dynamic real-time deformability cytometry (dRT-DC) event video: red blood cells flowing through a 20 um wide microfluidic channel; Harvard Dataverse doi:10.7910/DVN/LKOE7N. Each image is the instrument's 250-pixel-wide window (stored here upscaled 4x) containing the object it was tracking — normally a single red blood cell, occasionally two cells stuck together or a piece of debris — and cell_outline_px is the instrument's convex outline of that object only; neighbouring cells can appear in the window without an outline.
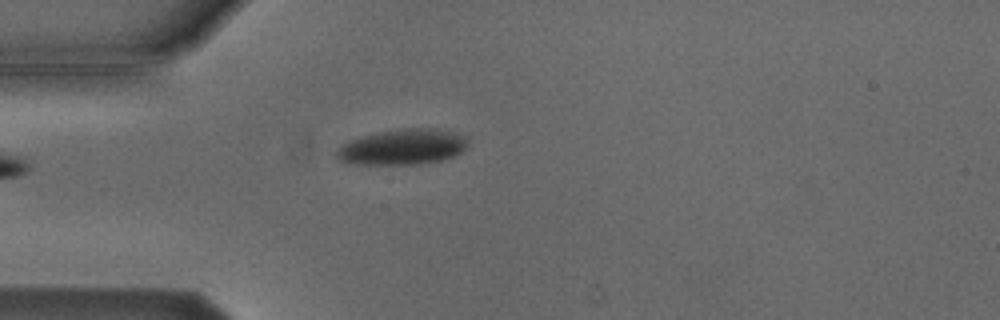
{"species": "Egyptian fruit bat (a non-hibernating species)", "species_latin": "Rousettus aegyptiacus", "temperature_condition": "cold", "stored_images_in_passage": 2, "camera_frame_rate_fps": 3000, "um_per_image_px": 0.085, "animal": {"sex": "male"}, "frame": {"image": 1, "passage_image": 1, "time_ms": 0.0, "image_size_px": [1000, 320], "cell_outline_px": [[468, 144], [456, 156], [440, 160], [420, 164], [352, 164], [340, 160], [336, 156], [336, 148], [348, 140], [360, 136], [376, 132], [404, 128], [436, 128], [452, 132], [464, 136], [468, 140]], "centroid_in_image_um": [34.18, 12.48], "position_along_channel_um": 50.8, "area_um2": 27.4}}